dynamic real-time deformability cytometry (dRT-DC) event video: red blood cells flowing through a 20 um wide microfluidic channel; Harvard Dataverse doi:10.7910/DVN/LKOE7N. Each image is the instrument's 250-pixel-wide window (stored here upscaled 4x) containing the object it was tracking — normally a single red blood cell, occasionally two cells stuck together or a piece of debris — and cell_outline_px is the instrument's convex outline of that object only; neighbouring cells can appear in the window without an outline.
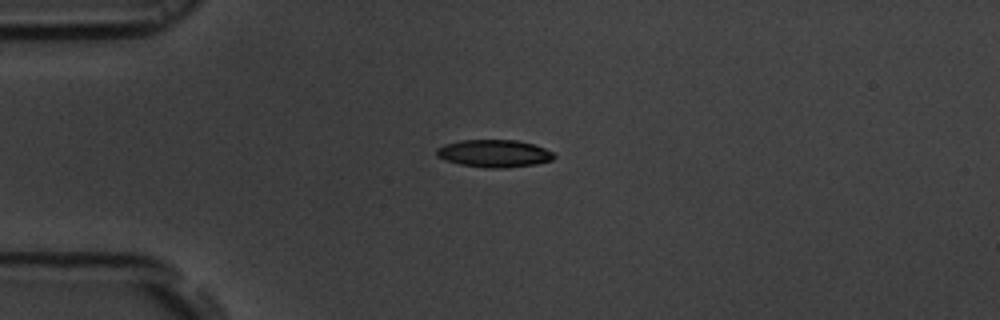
{"species": "common noctule bat (a hibernating species)", "species_latin": "Nyctalus noctula", "temperature_condition": "room temperature", "stored_images_in_passage": 43, "camera_frame_rate_fps": 3000, "um_per_image_px": 0.085, "animal": {"sex": "male", "body_mass_g": 19.5, "forearm_length_mm": 54.6}, "frame": {"image": 1, "passage_image": 1, "time_ms": 0.0, "image_size_px": [1000, 320], "cell_outline_px": [[556, 156], [552, 160], [536, 164], [508, 168], [484, 168], [460, 164], [444, 160], [436, 156], [436, 148], [444, 144], [460, 140], [516, 140], [532, 144], [544, 148], [552, 152]], "centroid_in_image_um": [41.97, 13.05], "position_along_channel_um": 43.0, "area_um2": 18.96}}
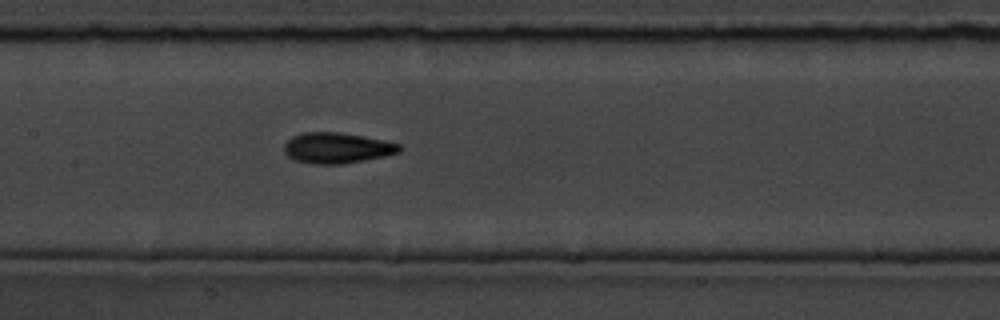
{"frame": {"image": 2, "passage_image": 14, "time_ms": 4.333, "image_size_px": [1000, 320], "cell_outline_px": [[404, 148], [400, 152], [384, 156], [364, 160], [340, 164], [312, 164], [296, 160], [288, 156], [284, 152], [284, 144], [292, 136], [304, 132], [340, 132], [364, 136], [384, 140], [400, 144]], "centroid_in_image_um": [28.66, 12.57], "position_along_channel_um": 178.7, "area_um2": 20.69}}
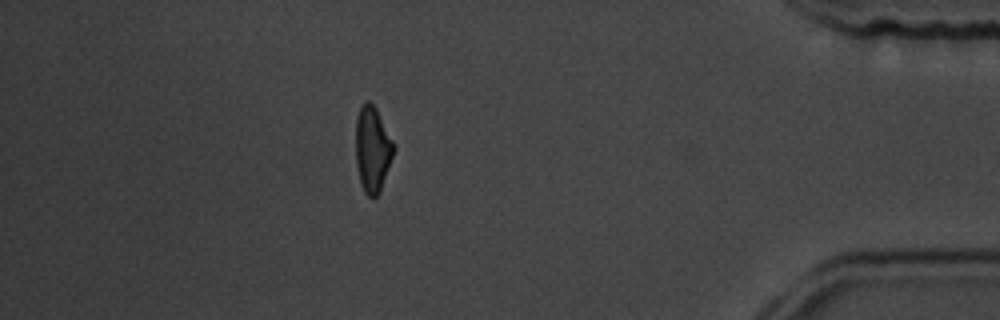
{"frame": {"image": 3, "passage_image": 36, "time_ms": 11.667, "image_size_px": [1000, 320], "cell_outline_px": [[396, 148], [380, 192], [376, 196], [368, 196], [364, 192], [360, 184], [356, 164], [356, 116], [364, 100], [368, 100], [376, 108], [396, 144]], "centroid_in_image_um": [31.67, 12.67], "position_along_channel_um": 403.5, "area_um2": 19.31}, "authors_computed_cell_mechanics": {"area_um2": 19.4786, "velocity_mm_per_s": 3.6756, "shape_relaxation_time_tau1_ms": 3.0645, "shape_relaxation_time_tau2_ms": 2.9949, "deformation_change_tau1": 0.1588, "deformation_change_tau2": 0.1009}}